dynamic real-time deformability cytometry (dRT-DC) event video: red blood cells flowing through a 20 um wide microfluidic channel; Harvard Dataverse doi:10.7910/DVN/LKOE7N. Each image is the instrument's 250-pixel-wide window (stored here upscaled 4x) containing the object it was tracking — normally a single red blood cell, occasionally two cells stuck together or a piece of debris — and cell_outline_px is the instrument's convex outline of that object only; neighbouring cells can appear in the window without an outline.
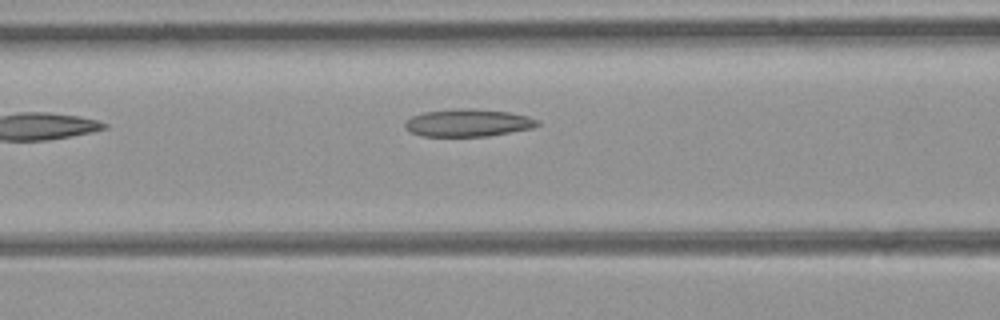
{"species": "common noctule bat (a hibernating species)", "species_latin": "Nyctalus noctula", "temperature_condition": "room temperature", "stored_images_in_passage": 6, "camera_frame_rate_fps": 3000, "um_per_image_px": 0.085, "animal": {"sex": "female", "body_mass_g": 21.9}, "frame": {"image": 1, "passage_image": 6, "time_ms": 1.667, "image_size_px": [1000, 320], "cell_outline_px": [[540, 124], [532, 128], [488, 136], [420, 136], [404, 128], [404, 124], [412, 116], [424, 112], [508, 112], [528, 116], [540, 120]], "centroid_in_image_um": [39.81, 10.51], "position_along_channel_um": 126.8, "area_um2": 19.83}}